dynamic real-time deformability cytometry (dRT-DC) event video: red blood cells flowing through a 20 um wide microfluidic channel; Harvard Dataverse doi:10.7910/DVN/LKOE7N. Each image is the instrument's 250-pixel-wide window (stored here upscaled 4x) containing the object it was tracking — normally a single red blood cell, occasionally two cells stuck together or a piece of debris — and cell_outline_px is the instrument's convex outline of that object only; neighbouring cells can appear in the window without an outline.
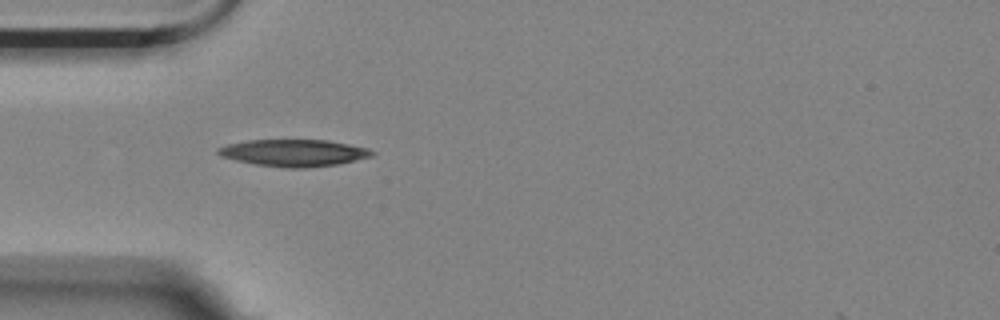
{"species": "Egyptian fruit bat (a non-hibernating species)", "species_latin": "Rousettus aegyptiacus", "temperature_condition": "room temperature", "stored_images_in_passage": 5, "camera_frame_rate_fps": 3000, "um_per_image_px": 0.085, "animal": {"sex": "female"}, "frame": {"image": 1, "passage_image": 4, "time_ms": 1.0, "image_size_px": [1000, 320], "cell_outline_px": [[376, 152], [372, 156], [336, 164], [308, 168], [288, 168], [256, 164], [236, 160], [220, 156], [216, 152], [216, 148], [228, 144], [248, 140], [328, 140], [368, 148]], "centroid_in_image_um": [24.96, 12.99], "position_along_channel_um": 60.0, "area_um2": 24.04}}
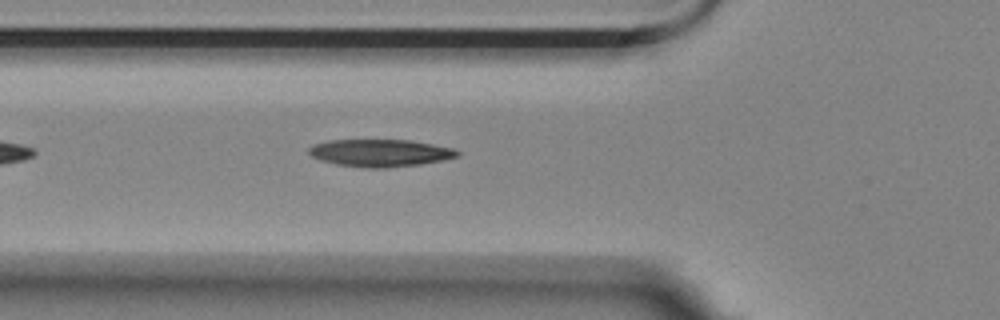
{"frame": {"image": 2, "passage_image": 5, "time_ms": 1.333, "image_size_px": [1000, 320], "cell_outline_px": [[460, 156], [420, 164], [384, 168], [368, 168], [336, 164], [320, 160], [312, 156], [308, 152], [308, 148], [312, 144], [328, 140], [408, 140], [432, 144], [452, 148], [460, 152]], "centroid_in_image_um": [32.27, 12.99], "position_along_channel_um": 93.5, "area_um2": 23.58}}